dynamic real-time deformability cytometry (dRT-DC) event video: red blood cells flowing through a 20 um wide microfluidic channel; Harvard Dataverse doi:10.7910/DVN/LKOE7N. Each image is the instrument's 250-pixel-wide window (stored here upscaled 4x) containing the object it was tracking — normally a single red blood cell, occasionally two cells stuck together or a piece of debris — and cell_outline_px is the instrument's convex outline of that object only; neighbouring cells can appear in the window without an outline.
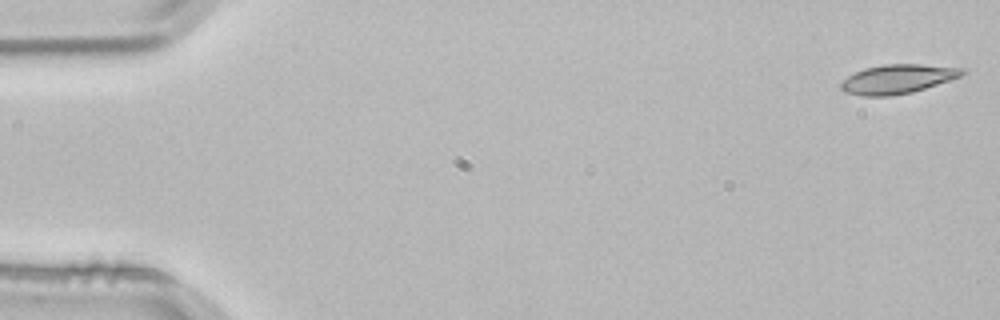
{"species": "common noctule bat (a hibernating species)", "species_latin": "Nyctalus noctula", "temperature_condition": "room temperature", "stored_images_in_passage": 4, "camera_frame_rate_fps": 3000, "um_per_image_px": 0.085, "animal": {"sex": "male", "body_mass_g": 21.5, "forearm_length_mm": 52.0}, "frame": {"image": 1, "passage_image": 1, "time_ms": 0.0, "image_size_px": [1000, 320], "cell_outline_px": [[968, 72], [960, 76], [912, 92], [888, 96], [860, 96], [844, 92], [840, 88], [840, 84], [848, 76], [864, 68], [884, 64], [920, 64], [964, 68]], "centroid_in_image_um": [76.27, 6.71], "position_along_channel_um": 8.7, "area_um2": 20.46}}
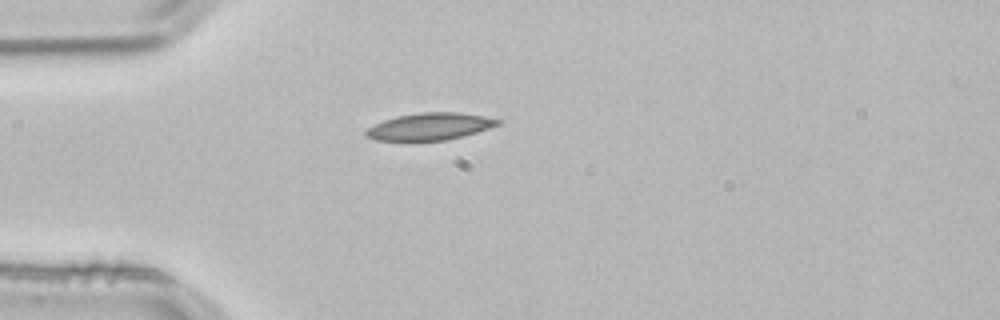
{"frame": {"image": 2, "passage_image": 4, "time_ms": 1.0, "image_size_px": [1000, 320], "cell_outline_px": [[500, 124], [464, 136], [448, 140], [376, 140], [364, 136], [364, 132], [368, 128], [384, 120], [396, 116], [420, 112], [460, 112], [484, 116], [500, 120]], "centroid_in_image_um": [36.53, 10.74], "position_along_channel_um": 48.5, "area_um2": 20.69}}